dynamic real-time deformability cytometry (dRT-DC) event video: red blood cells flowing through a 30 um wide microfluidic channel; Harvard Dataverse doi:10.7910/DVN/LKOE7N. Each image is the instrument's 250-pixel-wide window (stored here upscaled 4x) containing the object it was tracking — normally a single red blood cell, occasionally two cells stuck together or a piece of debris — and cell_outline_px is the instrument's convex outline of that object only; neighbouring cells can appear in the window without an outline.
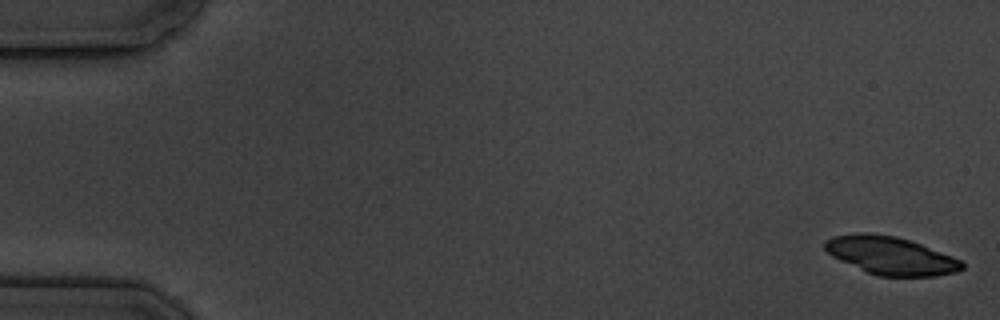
{"species": "common noctule bat (a hibernating species)", "species_latin": "Nyctalus noctula", "temperature_condition": "cold", "stored_images_in_passage": 6, "camera_frame_rate_fps": 3000, "um_per_image_px": 0.085, "animal": {"sex": "male", "body_mass_g": 19.5, "forearm_length_mm": 54.6}, "frame": {"image": 1, "passage_image": 1, "time_ms": 0.0, "image_size_px": [1000, 320], "cell_outline_px": [[964, 268], [956, 272], [936, 276], [876, 276], [840, 260], [832, 256], [824, 248], [824, 240], [832, 236], [856, 232], [868, 232], [896, 236], [920, 244], [952, 256], [960, 260], [964, 264]], "centroid_in_image_um": [75.68, 21.71], "position_along_channel_um": 9.3, "area_um2": 30.35}}